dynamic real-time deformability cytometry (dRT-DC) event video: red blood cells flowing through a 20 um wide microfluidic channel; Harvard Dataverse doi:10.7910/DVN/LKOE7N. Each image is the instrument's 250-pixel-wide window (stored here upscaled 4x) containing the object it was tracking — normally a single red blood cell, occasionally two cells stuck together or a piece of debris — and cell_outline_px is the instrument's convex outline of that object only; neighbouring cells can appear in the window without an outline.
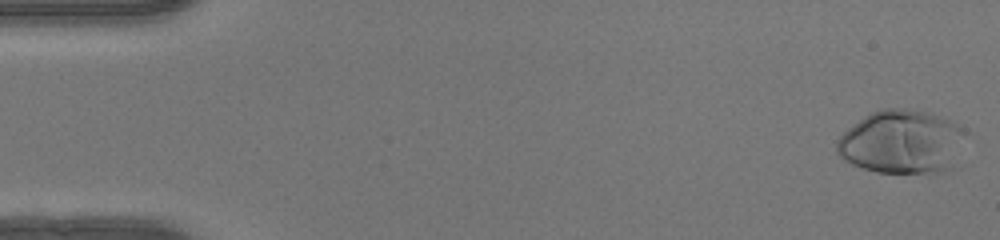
{"species": "human", "species_latin": "Homo sapiens", "temperature_condition": "warm", "stored_images_in_passage": 50, "camera_frame_rate_fps": 3000, "um_per_image_px": 0.085, "donor": {"sex": "female"}, "frame": {"image": 1, "passage_image": 1, "time_ms": 0.0, "image_size_px": [1000, 240], "cell_outline_px": [[968, 132], [948, 164], [940, 172], [876, 172], [852, 164], [844, 160], [836, 152], [836, 140], [848, 128], [864, 116], [872, 112], [884, 108], [908, 108], [928, 112], [940, 116], [964, 128]], "centroid_in_image_um": [76.57, 12.02], "position_along_channel_um": 8.4, "area_um2": 46.88}}
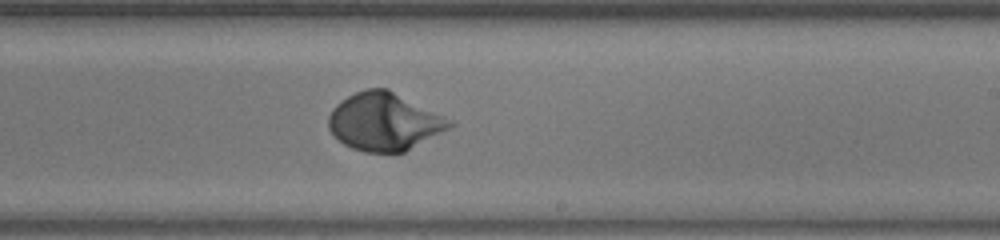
{"frame": {"image": 2, "passage_image": 30, "time_ms": 9.667, "image_size_px": [1000, 240], "cell_outline_px": [[456, 124], [404, 152], [364, 152], [352, 148], [344, 144], [328, 128], [328, 116], [332, 108], [336, 104], [348, 96], [356, 92], [368, 88], [388, 88], [452, 120]], "centroid_in_image_um": [32.65, 10.33], "position_along_channel_um": 256.4, "area_um2": 40.4}}
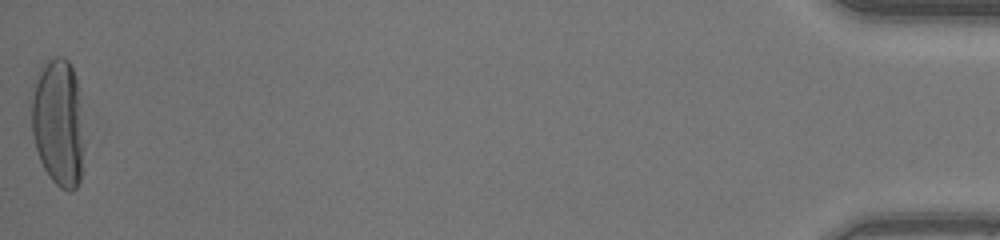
{"frame": {"image": 3, "passage_image": 50, "time_ms": 16.333, "image_size_px": [1000, 240], "cell_outline_px": [[84, 148], [80, 180], [76, 188], [72, 192], [68, 192], [60, 188], [52, 180], [44, 168], [40, 160], [36, 148], [32, 132], [32, 84], [40, 68], [48, 60], [56, 56], [64, 56], [68, 60], [76, 76], [80, 88], [84, 144]], "centroid_in_image_um": [4.98, 10.4], "position_along_channel_um": 430.2, "area_um2": 40.0}, "authors_computed_cell_mechanics": {"area_um2": 39.3618, "velocity_mm_per_s": 4.1306, "shape_relaxation_time_tau1_ms": 2.9896, "shape_relaxation_time_tau2_ms": null, "deformation_change_tau1": 0.2253, "deformation_change_tau2": null}}